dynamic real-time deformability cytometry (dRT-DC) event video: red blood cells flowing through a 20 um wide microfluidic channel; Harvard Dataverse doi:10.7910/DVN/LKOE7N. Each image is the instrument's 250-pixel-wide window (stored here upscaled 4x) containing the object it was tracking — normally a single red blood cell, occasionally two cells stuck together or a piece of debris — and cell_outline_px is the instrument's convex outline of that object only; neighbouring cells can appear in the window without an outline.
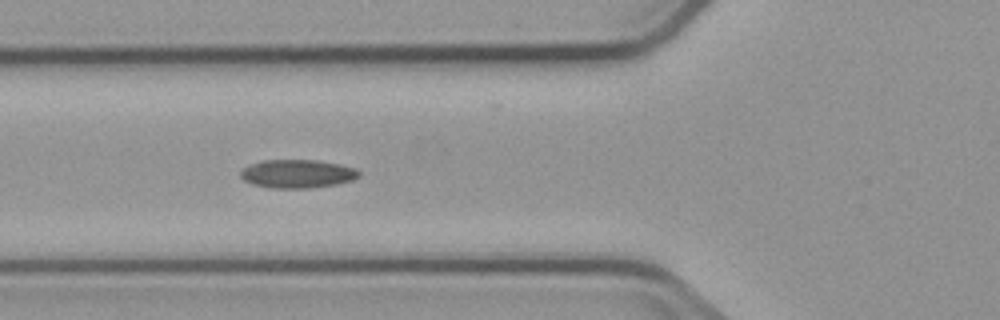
{"species": "common noctule bat (a hibernating species)", "species_latin": "Nyctalus noctula", "temperature_condition": "cold", "stored_images_in_passage": 6, "camera_frame_rate_fps": 3000, "um_per_image_px": 0.085, "animal": {"sex": "male", "body_mass_g": 23.1, "forearm_length_mm": 52.7}, "frame": {"image": 1, "passage_image": 6, "time_ms": 5.667, "image_size_px": [1000, 320], "cell_outline_px": [[360, 176], [352, 180], [336, 184], [312, 188], [272, 188], [252, 184], [244, 180], [240, 176], [240, 172], [244, 168], [252, 164], [264, 160], [316, 160], [340, 164], [356, 168], [360, 172]], "centroid_in_image_um": [25.3, 14.77], "position_along_channel_um": 100.5, "area_um2": 19.59}}